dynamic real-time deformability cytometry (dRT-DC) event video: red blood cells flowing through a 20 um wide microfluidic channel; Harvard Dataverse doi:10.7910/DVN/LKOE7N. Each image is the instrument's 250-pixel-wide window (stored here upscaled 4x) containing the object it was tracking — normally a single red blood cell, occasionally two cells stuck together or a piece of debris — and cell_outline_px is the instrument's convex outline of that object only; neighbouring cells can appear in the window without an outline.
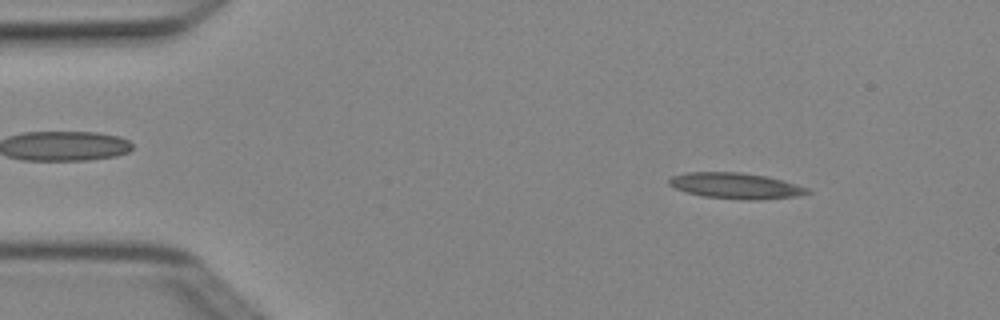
{"species": "Egyptian fruit bat (a non-hibernating species)", "species_latin": "Rousettus aegyptiacus", "temperature_condition": "cold", "stored_images_in_passage": 4, "segment_of_instrument_passage": [2, 2], "camera_frame_rate_fps": 3000, "um_per_image_px": 0.085, "animal": {"sex": "female"}, "frame": {"image": 1, "passage_image": 4, "time_ms": 1.0, "image_size_px": [1000, 320], "cell_outline_px": [[812, 192], [800, 196], [756, 200], [748, 200], [704, 196], [688, 192], [676, 188], [668, 184], [668, 180], [672, 176], [688, 172], [740, 172], [768, 176], [784, 180], [808, 188]], "centroid_in_image_um": [62.59, 15.78], "position_along_channel_um": 22.4, "area_um2": 20.87}}